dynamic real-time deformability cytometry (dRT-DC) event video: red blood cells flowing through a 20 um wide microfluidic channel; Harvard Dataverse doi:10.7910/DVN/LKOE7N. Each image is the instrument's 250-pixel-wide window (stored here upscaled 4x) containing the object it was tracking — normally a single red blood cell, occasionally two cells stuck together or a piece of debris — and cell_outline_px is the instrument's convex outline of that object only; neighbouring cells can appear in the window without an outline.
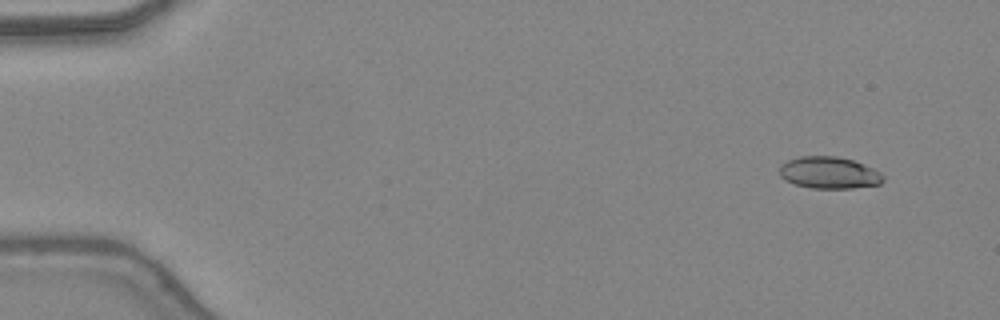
{"species": "common noctule bat (a hibernating species)", "species_latin": "Nyctalus noctula", "temperature_condition": "warm", "stored_images_in_passage": 47, "camera_frame_rate_fps": 3000, "um_per_image_px": 0.085, "animal": {"sex": "female", "body_mass_g": 24.6, "forearm_length_mm": 56.2}, "frame": {"image": 1, "passage_image": 4, "time_ms": 1.0, "image_size_px": [1000, 320], "cell_outline_px": [[884, 180], [880, 184], [852, 188], [812, 188], [796, 184], [784, 180], [780, 176], [780, 164], [788, 160], [800, 156], [836, 156], [852, 160], [864, 164], [880, 172], [884, 176]], "centroid_in_image_um": [70.47, 14.68], "position_along_channel_um": 14.5, "area_um2": 19.25}}
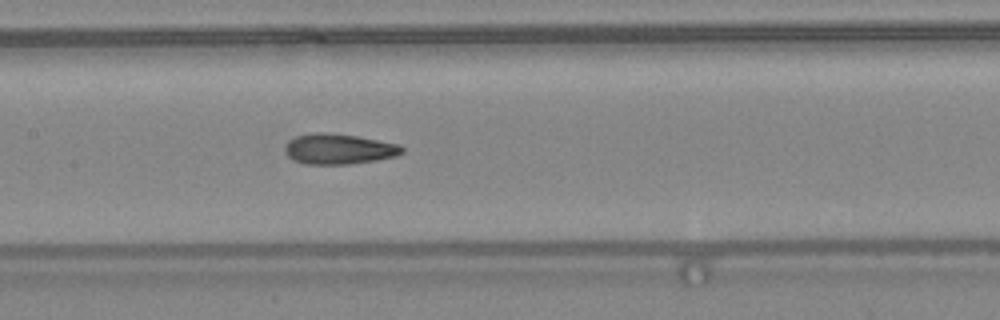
{"frame": {"image": 2, "passage_image": 24, "time_ms": 7.667, "image_size_px": [1000, 320], "cell_outline_px": [[404, 152], [396, 156], [376, 160], [348, 164], [304, 164], [288, 156], [284, 152], [284, 148], [288, 140], [296, 136], [312, 132], [324, 132], [356, 136], [400, 144], [404, 148]], "centroid_in_image_um": [28.79, 12.66], "position_along_channel_um": 178.6, "area_um2": 20.81}}
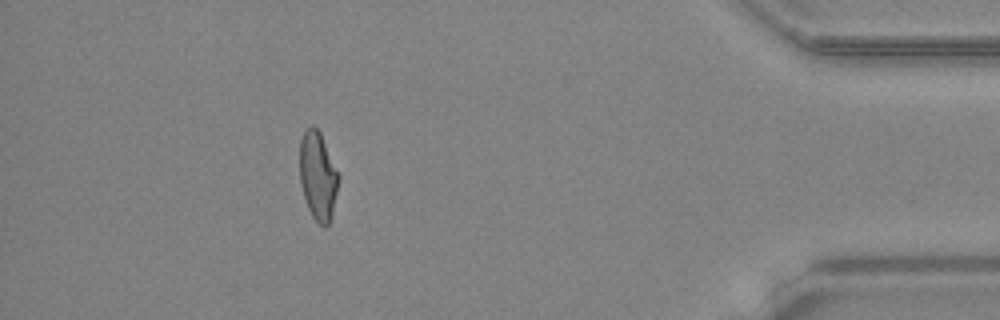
{"frame": {"image": 3, "passage_image": 43, "time_ms": 14.0, "image_size_px": [1000, 320], "cell_outline_px": [[340, 176], [332, 216], [328, 224], [324, 228], [312, 216], [308, 208], [300, 184], [300, 140], [304, 132], [312, 124], [320, 132], [340, 172]], "centroid_in_image_um": [27.05, 14.94], "position_along_channel_um": 408.2, "area_um2": 20.23}, "authors_computed_cell_mechanics": {"area_um2": 20.4034, "velocity_mm_per_s": 4.4226, "shape_relaxation_time_tau1_ms": null, "shape_relaxation_time_tau2_ms": 1.5045, "deformation_change_tau1": null, "deformation_change_tau2": 0.0853}}